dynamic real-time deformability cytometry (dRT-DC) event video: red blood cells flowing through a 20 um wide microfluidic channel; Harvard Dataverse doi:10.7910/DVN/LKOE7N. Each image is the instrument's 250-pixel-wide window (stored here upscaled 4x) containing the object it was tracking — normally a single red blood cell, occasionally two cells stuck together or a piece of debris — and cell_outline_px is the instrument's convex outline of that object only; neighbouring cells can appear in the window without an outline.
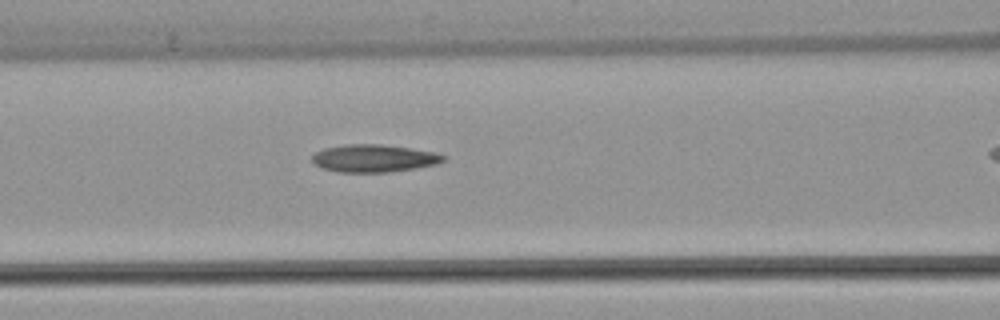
{"species": "common noctule bat (a hibernating species)", "species_latin": "Nyctalus noctula", "temperature_condition": "warm", "stored_images_in_passage": 36, "camera_frame_rate_fps": 3000, "um_per_image_px": 0.085, "animal": {"sex": "female", "body_mass_g": 22.7, "forearm_length_mm": 54.2}, "frame": {"image": 1, "passage_image": 16, "time_ms": 5.0, "image_size_px": [1000, 320], "cell_outline_px": [[448, 156], [444, 160], [436, 164], [416, 168], [388, 172], [336, 172], [320, 168], [312, 160], [312, 156], [316, 152], [324, 148], [344, 144], [380, 144], [408, 148], [432, 152]], "centroid_in_image_um": [31.75, 13.46], "position_along_channel_um": 134.9, "area_um2": 21.04}}